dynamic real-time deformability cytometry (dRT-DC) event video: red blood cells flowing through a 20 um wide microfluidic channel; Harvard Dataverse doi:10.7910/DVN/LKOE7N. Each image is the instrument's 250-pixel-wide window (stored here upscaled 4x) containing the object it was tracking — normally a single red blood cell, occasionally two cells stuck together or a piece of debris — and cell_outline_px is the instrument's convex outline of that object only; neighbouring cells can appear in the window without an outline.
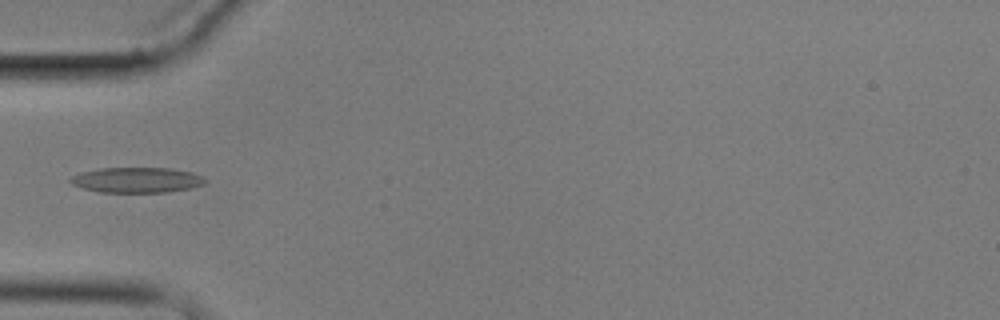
{"species": "common noctule bat (a hibernating species)", "species_latin": "Nyctalus noctula", "temperature_condition": "cold", "stored_images_in_passage": 3, "camera_frame_rate_fps": 3000, "um_per_image_px": 0.085, "animal": {"sex": "male", "body_mass_g": 17.9}, "frame": {"image": 1, "passage_image": 3, "time_ms": 2.333, "image_size_px": [1000, 320], "cell_outline_px": [[208, 180], [204, 184], [188, 188], [164, 192], [100, 192], [84, 188], [72, 184], [68, 180], [72, 176], [80, 172], [100, 168], [172, 168], [192, 172]], "centroid_in_image_um": [11.61, 15.29], "position_along_channel_um": 73.4, "area_um2": 19.77}}